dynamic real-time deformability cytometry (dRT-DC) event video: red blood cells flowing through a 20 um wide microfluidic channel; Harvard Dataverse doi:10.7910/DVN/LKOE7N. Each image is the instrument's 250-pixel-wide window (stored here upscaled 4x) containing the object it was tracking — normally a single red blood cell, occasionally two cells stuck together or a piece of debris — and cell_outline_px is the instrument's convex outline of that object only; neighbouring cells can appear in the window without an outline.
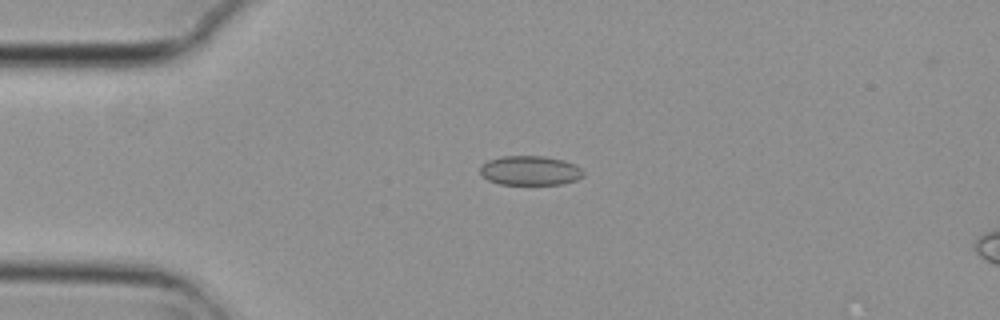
{"species": "common noctule bat (a hibernating species)", "species_latin": "Nyctalus noctula", "temperature_condition": "cold", "stored_images_in_passage": 4, "camera_frame_rate_fps": 3000, "um_per_image_px": 0.085, "animal": {"sex": "female", "body_mass_g": 29.2, "forearm_length_mm": 56.3}, "frame": {"image": 1, "passage_image": 2, "time_ms": 0.333, "image_size_px": [1000, 320], "cell_outline_px": [[584, 176], [576, 180], [560, 184], [500, 184], [488, 180], [480, 172], [480, 164], [488, 160], [500, 156], [544, 156], [564, 160], [576, 164], [584, 172]], "centroid_in_image_um": [45.06, 14.48], "position_along_channel_um": 39.9, "area_um2": 17.8}}